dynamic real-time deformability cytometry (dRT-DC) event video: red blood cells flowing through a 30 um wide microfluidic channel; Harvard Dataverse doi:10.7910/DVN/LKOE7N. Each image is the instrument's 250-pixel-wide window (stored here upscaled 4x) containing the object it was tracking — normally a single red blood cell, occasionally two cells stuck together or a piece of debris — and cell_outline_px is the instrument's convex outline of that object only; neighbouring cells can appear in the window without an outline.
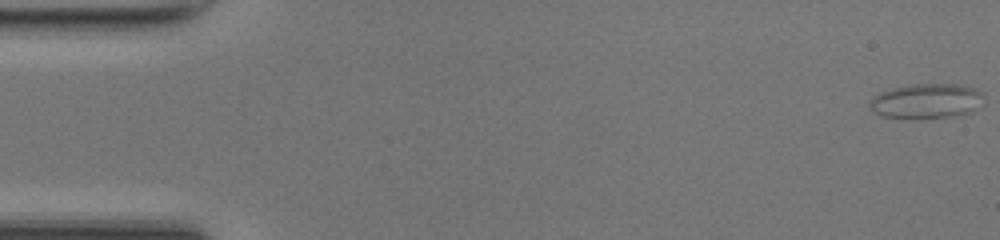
{"species": "common noctule bat (a hibernating species)", "species_latin": "Nyctalus noctula", "temperature_condition": "room temperature", "stored_images_in_passage": 49, "camera_frame_rate_fps": 3000, "um_per_image_px": 0.085, "animal": {"sex": "female", "body_mass_g": 17.0, "forearm_length_mm": 48.0}, "frame": {"image": 1, "passage_image": 1, "time_ms": 0.0, "image_size_px": [1000, 240], "cell_outline_px": [[984, 104], [972, 112], [952, 116], [884, 116], [872, 112], [868, 104], [868, 100], [872, 96], [880, 92], [892, 88], [908, 84], [956, 84], [976, 88], [980, 92]], "centroid_in_image_um": [78.74, 8.55], "position_along_channel_um": 6.3, "area_um2": 22.83}}
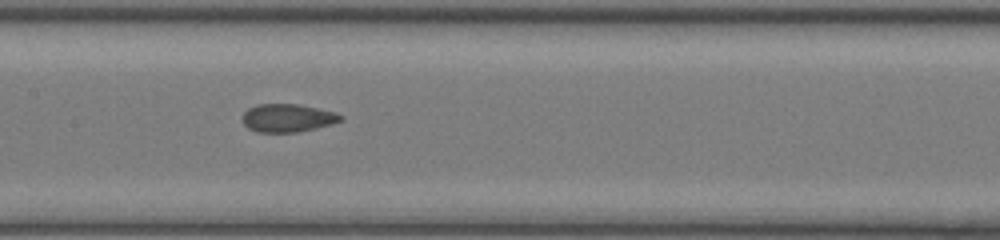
{"frame": {"image": 2, "passage_image": 24, "time_ms": 7.667, "image_size_px": [1000, 240], "cell_outline_px": [[344, 120], [332, 124], [316, 128], [296, 132], [260, 132], [248, 128], [244, 124], [244, 112], [248, 108], [256, 104], [296, 104], [336, 112], [344, 116]], "centroid_in_image_um": [24.48, 10.02], "position_along_channel_um": 182.9, "area_um2": 16.01}}
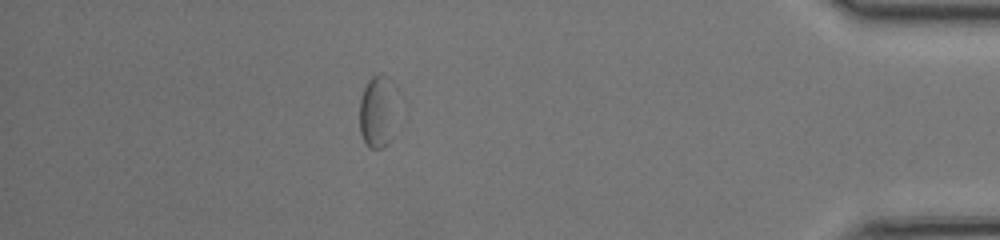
{"frame": {"image": 3, "passage_image": 43, "time_ms": 14.0, "image_size_px": [1000, 240], "cell_outline_px": [[404, 100], [392, 136], [380, 148], [368, 148], [360, 132], [360, 100], [364, 88], [368, 80], [372, 76], [380, 72], [388, 76], [396, 84]], "centroid_in_image_um": [32.26, 9.36], "position_along_channel_um": 402.9, "area_um2": 17.57}, "authors_computed_cell_mechanics": {"area_um2": 16.5886, "velocity_mm_per_s": 4.2469, "shape_relaxation_time_tau1_ms": 3.8594, "shape_relaxation_time_tau2_ms": 1.0803, "deformation_change_tau1": 0.1041, "deformation_change_tau2": 0.0668}}